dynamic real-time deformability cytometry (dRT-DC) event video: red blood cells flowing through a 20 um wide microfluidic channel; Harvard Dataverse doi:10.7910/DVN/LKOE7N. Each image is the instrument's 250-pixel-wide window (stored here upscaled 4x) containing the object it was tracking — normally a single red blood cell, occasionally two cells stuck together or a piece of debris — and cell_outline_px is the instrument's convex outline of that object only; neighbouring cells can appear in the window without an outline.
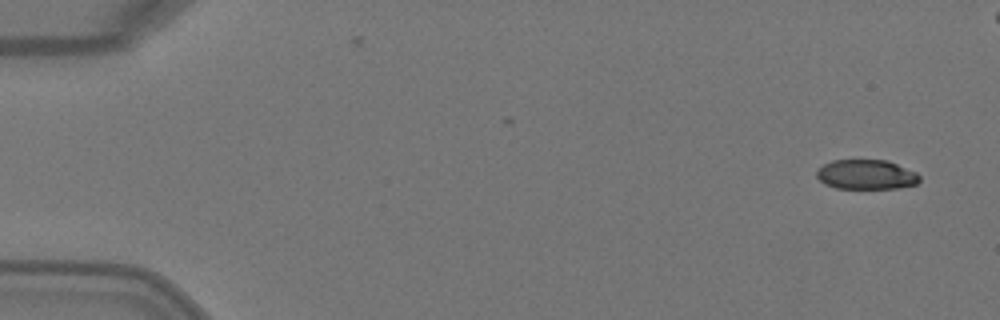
{"species": "Egyptian fruit bat (a non-hibernating species)", "species_latin": "Rousettus aegyptiacus", "temperature_condition": "warm", "stored_images_in_passage": 5, "camera_frame_rate_fps": 3000, "um_per_image_px": 0.085, "animal": {"sex": "female"}, "frame": {"image": 1, "passage_image": 1, "time_ms": 0.0, "image_size_px": [1000, 320], "cell_outline_px": [[920, 180], [916, 184], [896, 188], [836, 188], [824, 184], [816, 176], [816, 168], [832, 160], [888, 160], [916, 172], [920, 176]], "centroid_in_image_um": [73.6, 14.83], "position_along_channel_um": 11.4, "area_um2": 17.86}}